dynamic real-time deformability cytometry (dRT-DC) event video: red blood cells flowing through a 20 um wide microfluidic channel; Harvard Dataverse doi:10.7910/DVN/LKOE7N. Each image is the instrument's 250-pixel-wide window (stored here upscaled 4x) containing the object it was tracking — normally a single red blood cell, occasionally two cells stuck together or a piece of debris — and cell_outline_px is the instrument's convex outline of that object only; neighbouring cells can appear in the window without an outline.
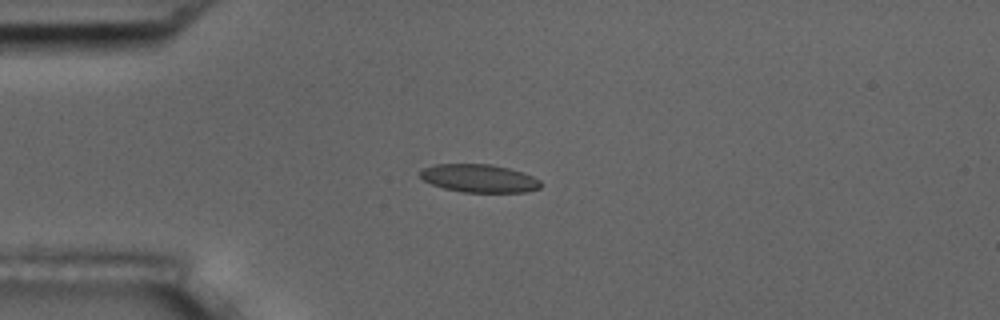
{"species": "common noctule bat (a hibernating species)", "species_latin": "Nyctalus noctula", "temperature_condition": "room temperature", "stored_images_in_passage": 9, "camera_frame_rate_fps": 3000, "um_per_image_px": 0.085, "animal": {"sex": "male", "body_mass_g": 17.5, "forearm_length_mm": 52.3}, "frame": {"image": 1, "passage_image": 3, "time_ms": 2.333, "image_size_px": [1000, 320], "cell_outline_px": [[540, 188], [524, 192], [464, 192], [444, 188], [432, 184], [424, 180], [420, 176], [420, 172], [424, 168], [436, 164], [492, 164], [524, 172], [540, 180]], "centroid_in_image_um": [40.74, 15.15], "position_along_channel_um": 44.3, "area_um2": 19.59}}
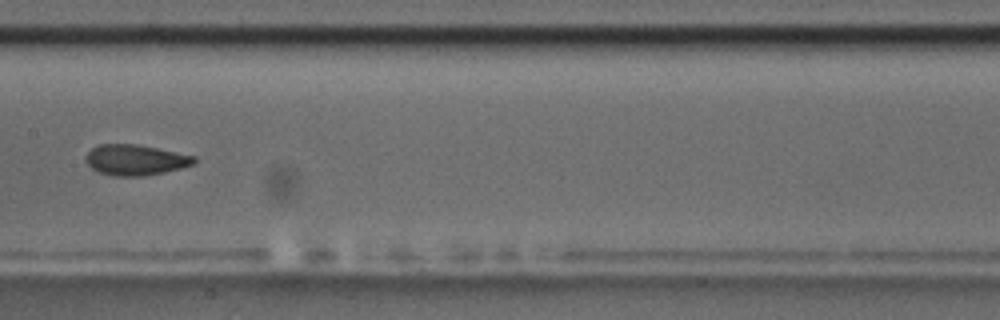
{"frame": {"image": 2, "passage_image": 7, "time_ms": 7.0, "image_size_px": [1000, 320], "cell_outline_px": [[196, 160], [192, 164], [180, 168], [164, 172], [144, 176], [112, 176], [100, 172], [92, 168], [84, 160], [84, 156], [92, 148], [100, 144], [136, 144], [196, 156]], "centroid_in_image_um": [11.48, 13.59], "position_along_channel_um": 195.9, "area_um2": 19.25}}